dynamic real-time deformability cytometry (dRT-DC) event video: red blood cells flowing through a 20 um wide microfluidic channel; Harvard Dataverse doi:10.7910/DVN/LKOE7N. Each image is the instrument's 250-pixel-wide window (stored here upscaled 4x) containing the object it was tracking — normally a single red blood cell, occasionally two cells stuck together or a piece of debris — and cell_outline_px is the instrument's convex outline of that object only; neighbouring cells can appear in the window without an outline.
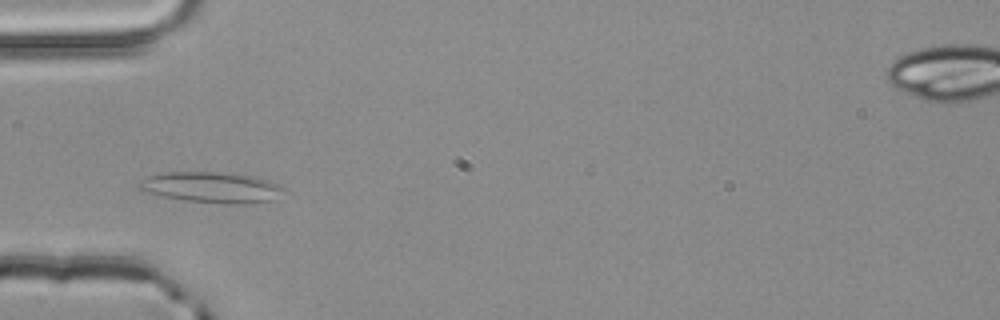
{"species": "common noctule bat (a hibernating species)", "species_latin": "Nyctalus noctula", "temperature_condition": "room temperature", "stored_images_in_passage": 2, "camera_frame_rate_fps": 3000, "um_per_image_px": 0.085, "animal": {"sex": "male", "body_mass_g": 20.4}, "frame": {"image": 1, "passage_image": 2, "time_ms": 0.333, "image_size_px": [1000, 320], "cell_outline_px": [[284, 188], [268, 200], [244, 204], [184, 200], [164, 196], [148, 192], [136, 188], [136, 184], [148, 176], [160, 172], [216, 172], [256, 176], [268, 180]], "centroid_in_image_um": [17.87, 15.9], "position_along_channel_um": 67.1, "area_um2": 25.26}}